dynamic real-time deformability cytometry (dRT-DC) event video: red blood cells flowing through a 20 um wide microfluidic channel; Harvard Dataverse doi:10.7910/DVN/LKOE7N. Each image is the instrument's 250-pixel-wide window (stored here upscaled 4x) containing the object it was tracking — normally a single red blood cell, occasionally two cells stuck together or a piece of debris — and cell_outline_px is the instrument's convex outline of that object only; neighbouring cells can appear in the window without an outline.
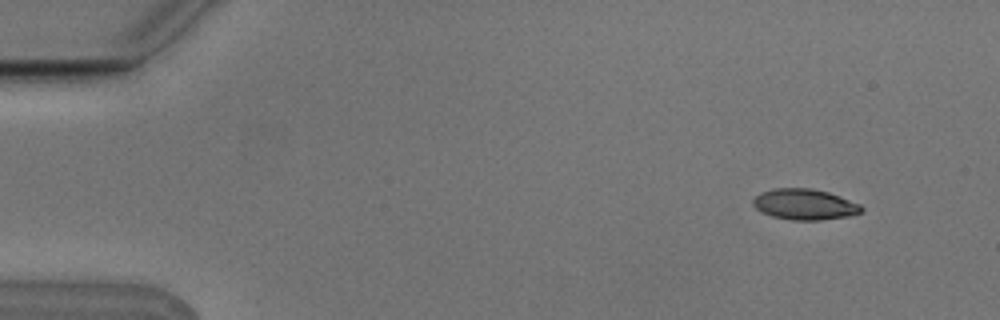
{"species": "Egyptian fruit bat (a non-hibernating species)", "species_latin": "Rousettus aegyptiacus", "temperature_condition": "cold", "stored_images_in_passage": 8, "camera_frame_rate_fps": 3000, "um_per_image_px": 0.085, "animal": {"sex": "male"}, "frame": {"image": 1, "passage_image": 1, "time_ms": 0.0, "image_size_px": [1000, 320], "cell_outline_px": [[864, 208], [860, 212], [848, 216], [820, 220], [792, 220], [772, 216], [756, 208], [752, 204], [752, 200], [760, 192], [776, 188], [812, 188], [828, 192], [840, 196], [860, 204]], "centroid_in_image_um": [68.39, 17.36], "position_along_channel_um": 16.6, "area_um2": 19.36}}
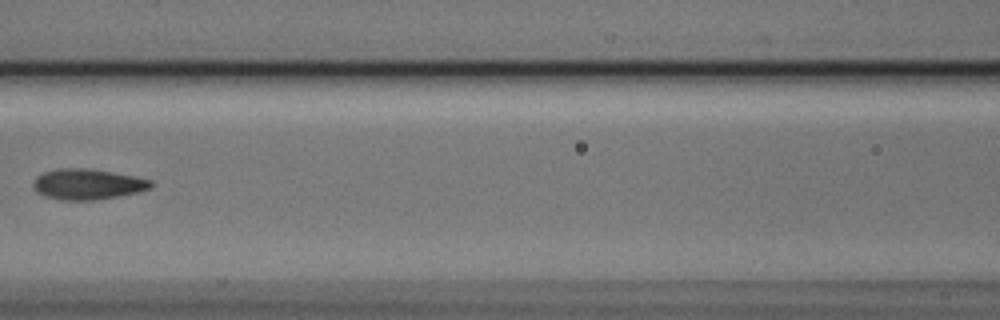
{"frame": {"image": 2, "passage_image": 6, "time_ms": 1.667, "image_size_px": [1000, 320], "cell_outline_px": [[152, 188], [136, 192], [116, 196], [92, 200], [60, 200], [44, 196], [36, 192], [32, 184], [36, 176], [44, 172], [56, 168], [88, 168], [136, 176], [152, 180]], "centroid_in_image_um": [7.41, 15.65], "position_along_channel_um": 159.2, "area_um2": 21.04}}
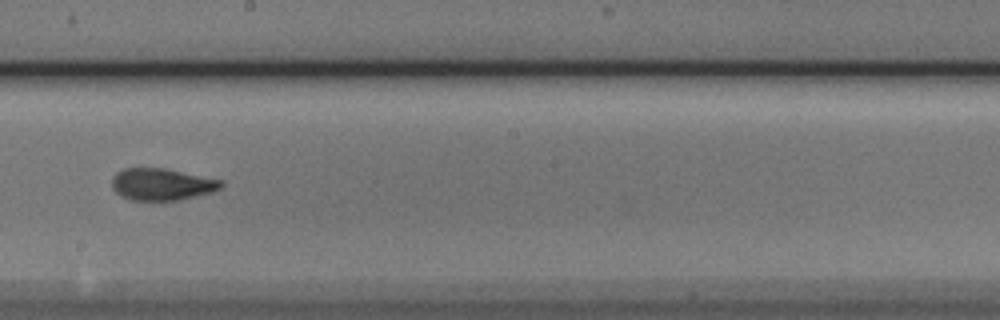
{"frame": {"image": 3, "passage_image": 8, "time_ms": 2.333, "image_size_px": [1000, 320], "cell_outline_px": [[224, 184], [220, 188], [212, 192], [180, 200], [132, 200], [120, 196], [112, 188], [112, 176], [116, 172], [124, 168], [164, 168], [224, 180]], "centroid_in_image_um": [13.75, 15.66], "position_along_channel_um": 234.4, "area_um2": 20.46}}